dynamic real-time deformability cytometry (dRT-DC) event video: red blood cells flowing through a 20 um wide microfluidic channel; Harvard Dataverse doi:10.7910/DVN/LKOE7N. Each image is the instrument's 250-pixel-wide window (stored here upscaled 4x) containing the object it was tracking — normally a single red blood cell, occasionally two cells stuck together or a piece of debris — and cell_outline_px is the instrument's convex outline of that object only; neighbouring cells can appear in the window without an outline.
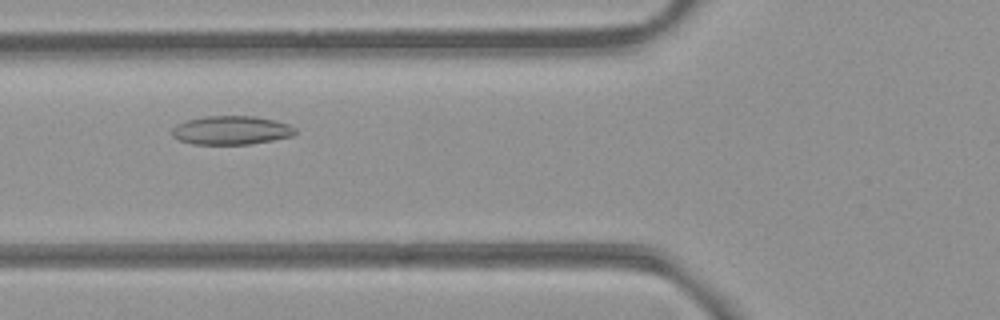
{"species": "common noctule bat (a hibernating species)", "species_latin": "Nyctalus noctula", "temperature_condition": "room temperature", "stored_images_in_passage": 32, "camera_frame_rate_fps": 3000, "um_per_image_px": 0.085, "animal": {"sex": "female", "body_mass_g": 21.9}, "frame": {"image": 1, "passage_image": 6, "time_ms": 1.667, "image_size_px": [1000, 320], "cell_outline_px": [[296, 132], [292, 136], [272, 140], [248, 144], [192, 144], [180, 140], [172, 136], [172, 128], [176, 124], [188, 120], [204, 116], [256, 116], [276, 120], [288, 124], [296, 128]], "centroid_in_image_um": [19.66, 11.06], "position_along_channel_um": 106.1, "area_um2": 20.63}}
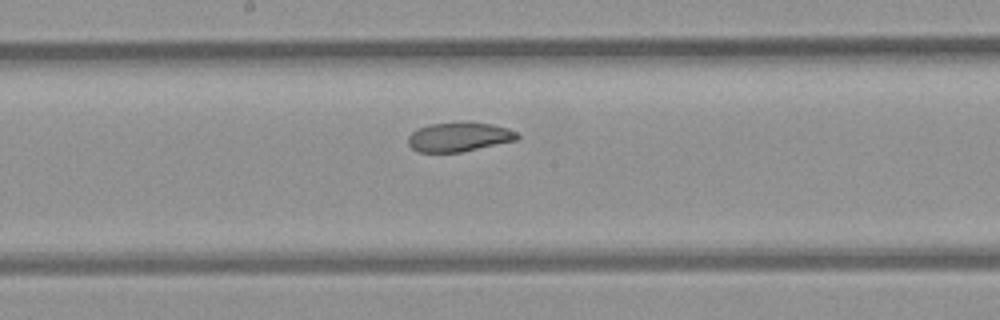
{"frame": {"image": 2, "passage_image": 14, "time_ms": 4.333, "image_size_px": [1000, 320], "cell_outline_px": [[520, 136], [516, 140], [460, 152], [420, 152], [412, 148], [408, 144], [408, 136], [416, 128], [428, 124], [460, 120], [468, 120], [492, 124], [508, 128], [516, 132]], "centroid_in_image_um": [39.0, 11.59], "position_along_channel_um": 209.2, "area_um2": 19.07}}
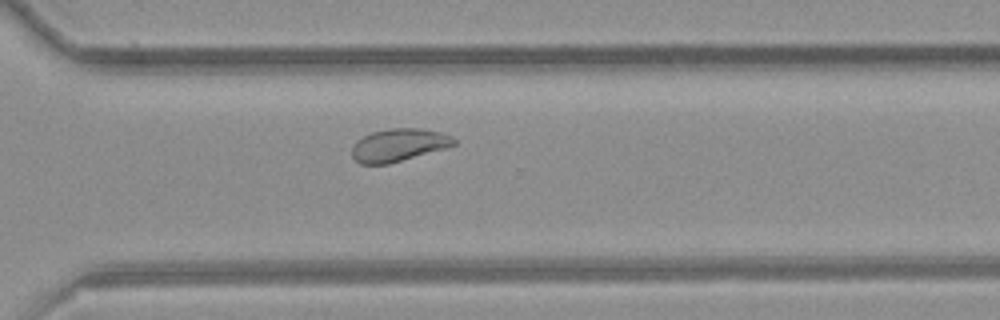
{"frame": {"image": 3, "passage_image": 24, "time_ms": 7.667, "image_size_px": [1000, 320], "cell_outline_px": [[456, 144], [444, 148], [388, 164], [360, 164], [352, 156], [352, 144], [356, 140], [372, 132], [388, 128], [420, 128], [444, 132], [452, 136], [456, 140]], "centroid_in_image_um": [33.88, 12.31], "position_along_channel_um": 336.7, "area_um2": 19.48}, "authors_computed_cell_mechanics": {"area_um2": 19.7098, "velocity_mm_per_s": 3.8367, "shape_relaxation_time_tau1_ms": null, "shape_relaxation_time_tau2_ms": 4.3897, "deformation_change_tau1": null, "deformation_change_tau2": 0.0895}}